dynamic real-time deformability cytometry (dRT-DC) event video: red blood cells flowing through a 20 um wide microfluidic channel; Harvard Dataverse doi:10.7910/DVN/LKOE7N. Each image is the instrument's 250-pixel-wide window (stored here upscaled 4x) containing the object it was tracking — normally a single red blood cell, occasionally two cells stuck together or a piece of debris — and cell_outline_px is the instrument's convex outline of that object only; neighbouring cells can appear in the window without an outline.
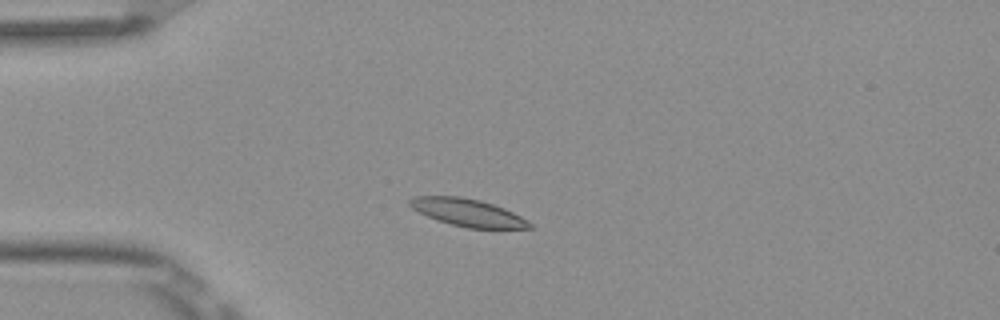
{"species": "Egyptian fruit bat (a non-hibernating species)", "species_latin": "Rousettus aegyptiacus", "temperature_condition": "room temperature", "stored_images_in_passage": 9, "camera_frame_rate_fps": 3000, "um_per_image_px": 0.085, "frame": {"image": 1, "passage_image": 3, "time_ms": 0.667, "image_size_px": [1000, 320], "cell_outline_px": [[532, 228], [468, 228], [452, 224], [428, 216], [412, 208], [408, 204], [408, 200], [416, 196], [460, 196], [480, 200], [504, 208], [528, 220], [532, 224]], "centroid_in_image_um": [39.77, 18.06], "position_along_channel_um": 45.2, "area_um2": 18.9}}
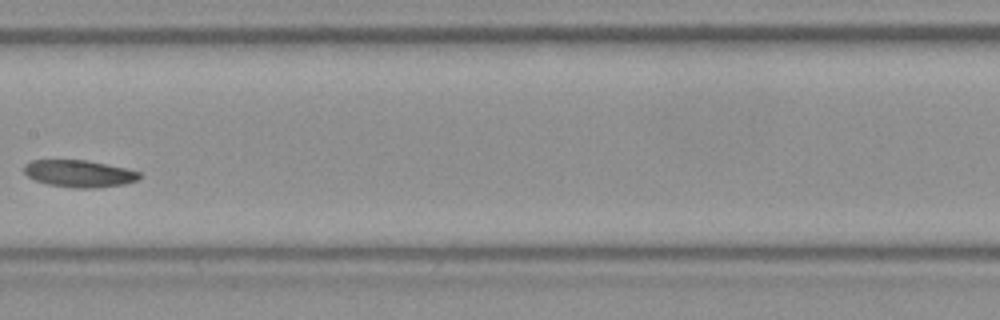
{"frame": {"image": 2, "passage_image": 7, "time_ms": 2.0, "image_size_px": [1000, 320], "cell_outline_px": [[140, 176], [136, 180], [124, 184], [92, 188], [72, 188], [48, 184], [36, 180], [28, 176], [24, 172], [24, 164], [32, 160], [88, 160], [124, 168], [140, 172]], "centroid_in_image_um": [6.7, 14.75], "position_along_channel_um": 200.7, "area_um2": 18.03}}
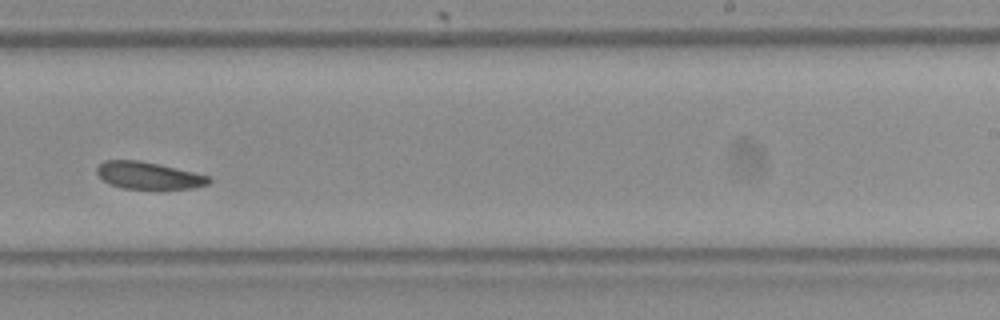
{"frame": {"image": 3, "passage_image": 9, "time_ms": 2.667, "image_size_px": [1000, 320], "cell_outline_px": [[212, 180], [208, 184], [192, 188], [124, 188], [108, 184], [96, 172], [96, 168], [104, 160], [140, 160], [192, 172], [208, 176]], "centroid_in_image_um": [12.58, 14.91], "position_along_channel_um": 276.4, "area_um2": 17.34}}